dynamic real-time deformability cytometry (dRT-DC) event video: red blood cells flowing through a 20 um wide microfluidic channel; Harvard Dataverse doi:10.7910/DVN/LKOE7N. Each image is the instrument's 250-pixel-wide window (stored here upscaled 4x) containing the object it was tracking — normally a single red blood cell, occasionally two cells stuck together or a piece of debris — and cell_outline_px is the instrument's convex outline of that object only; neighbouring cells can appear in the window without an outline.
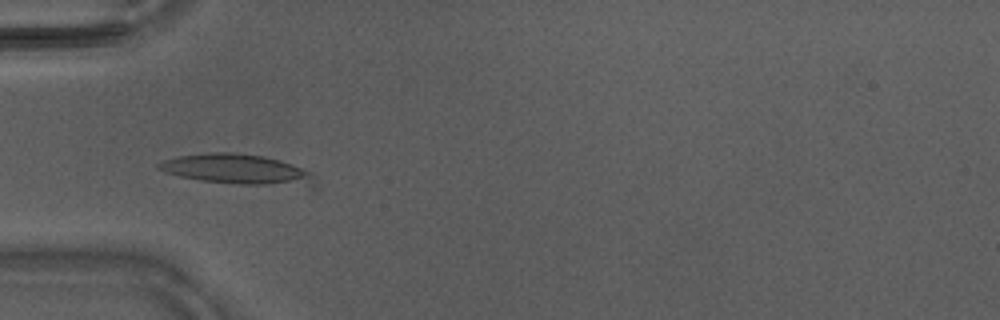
{"species": "Egyptian fruit bat (a non-hibernating species)", "species_latin": "Rousettus aegyptiacus", "temperature_condition": "warm", "stored_images_in_passage": 30, "camera_frame_rate_fps": 3000, "um_per_image_px": 0.085, "animal": {"sex": "male"}, "frame": {"image": 1, "passage_image": 9, "time_ms": 2.667, "image_size_px": [1000, 320], "cell_outline_px": [[316, 188], [312, 188], [240, 184], [200, 180], [180, 176], [164, 172], [156, 168], [156, 164], [164, 160], [180, 156], [212, 152], [232, 152], [264, 156], [280, 160], [292, 164], [312, 172]], "centroid_in_image_um": [20.27, 14.42], "position_along_channel_um": 64.7, "area_um2": 27.86}}